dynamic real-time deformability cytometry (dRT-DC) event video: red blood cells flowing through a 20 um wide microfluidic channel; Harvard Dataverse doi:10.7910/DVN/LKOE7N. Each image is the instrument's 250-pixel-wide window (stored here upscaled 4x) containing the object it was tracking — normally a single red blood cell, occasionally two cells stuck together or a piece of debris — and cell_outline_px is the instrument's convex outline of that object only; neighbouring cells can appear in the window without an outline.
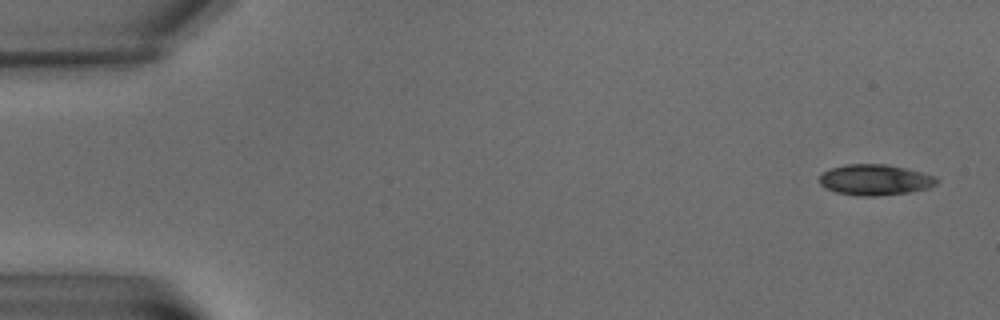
{"species": "common noctule bat (a hibernating species)", "species_latin": "Nyctalus noctula", "temperature_condition": "warm", "stored_images_in_passage": 9, "camera_frame_rate_fps": 3000, "um_per_image_px": 0.085, "animal": {"sex": "male", "body_mass_g": 15.6}, "frame": {"image": 1, "passage_image": 1, "time_ms": 0.0, "image_size_px": [1000, 320], "cell_outline_px": [[940, 180], [936, 184], [928, 188], [908, 192], [880, 196], [856, 196], [836, 192], [824, 188], [820, 184], [820, 176], [824, 172], [832, 168], [844, 164], [884, 164], [924, 172], [936, 176]], "centroid_in_image_um": [74.39, 15.29], "position_along_channel_um": 10.6, "area_um2": 21.15}}
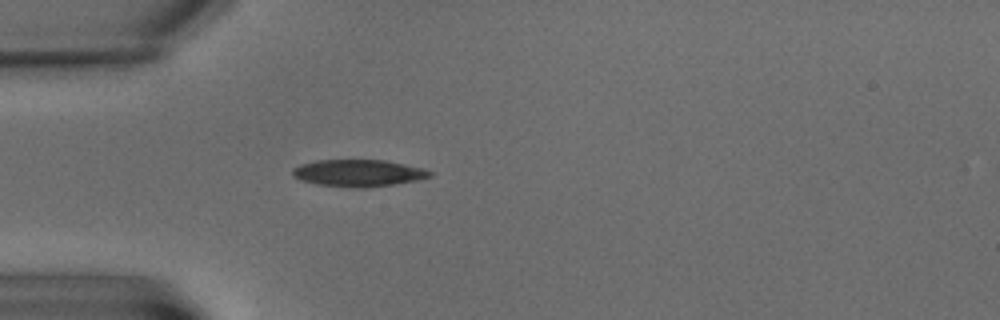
{"frame": {"image": 2, "passage_image": 6, "time_ms": 6.0, "image_size_px": [1000, 320], "cell_outline_px": [[432, 176], [420, 180], [364, 188], [352, 188], [316, 184], [300, 180], [292, 176], [292, 168], [300, 164], [316, 160], [384, 160], [424, 168], [432, 172]], "centroid_in_image_um": [30.44, 14.71], "position_along_channel_um": 54.6, "area_um2": 21.73}}
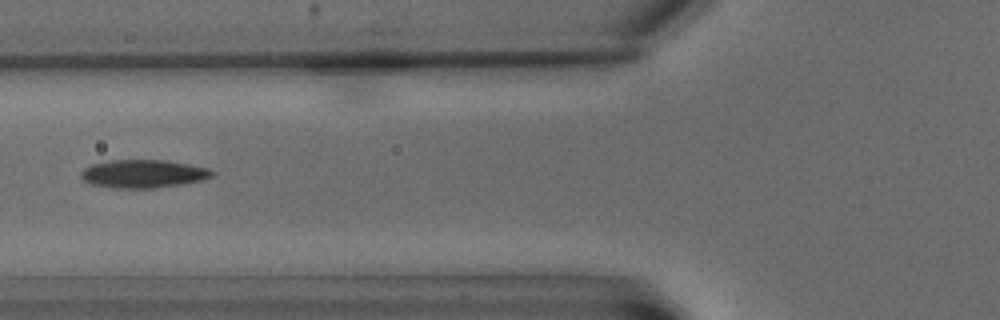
{"frame": {"image": 3, "passage_image": 8, "time_ms": 8.333, "image_size_px": [1000, 320], "cell_outline_px": [[216, 172], [212, 176], [200, 180], [180, 184], [152, 188], [116, 188], [92, 184], [84, 180], [80, 176], [80, 172], [84, 168], [92, 164], [108, 160], [164, 160], [188, 164], [208, 168]], "centroid_in_image_um": [12.15, 14.76], "position_along_channel_um": 113.7, "area_um2": 21.33}}